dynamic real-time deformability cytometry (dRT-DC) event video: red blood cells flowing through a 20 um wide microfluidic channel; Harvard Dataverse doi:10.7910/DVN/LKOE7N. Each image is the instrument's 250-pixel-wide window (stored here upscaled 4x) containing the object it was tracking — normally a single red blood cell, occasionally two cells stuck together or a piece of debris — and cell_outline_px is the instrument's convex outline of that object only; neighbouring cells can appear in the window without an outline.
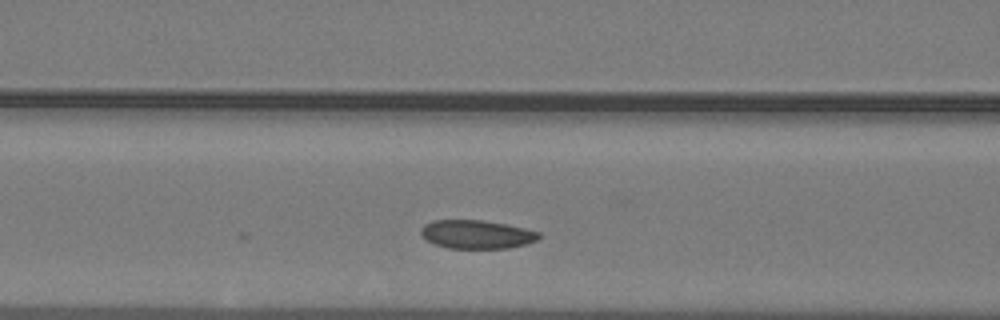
{"species": "common noctule bat (a hibernating species)", "species_latin": "Nyctalus noctula", "temperature_condition": "warm", "stored_images_in_passage": 21, "camera_frame_rate_fps": 3000, "um_per_image_px": 0.085, "animal": {"sex": "male", "body_mass_g": 19.2, "forearm_length_mm": 51.8}, "frame": {"image": 1, "passage_image": 9, "time_ms": 2.667, "image_size_px": [1000, 320], "cell_outline_px": [[540, 240], [528, 244], [508, 248], [448, 248], [436, 244], [428, 240], [420, 232], [420, 228], [424, 224], [432, 220], [480, 220], [504, 224], [540, 232]], "centroid_in_image_um": [40.54, 19.92], "position_along_channel_um": 126.1, "area_um2": 19.54}}
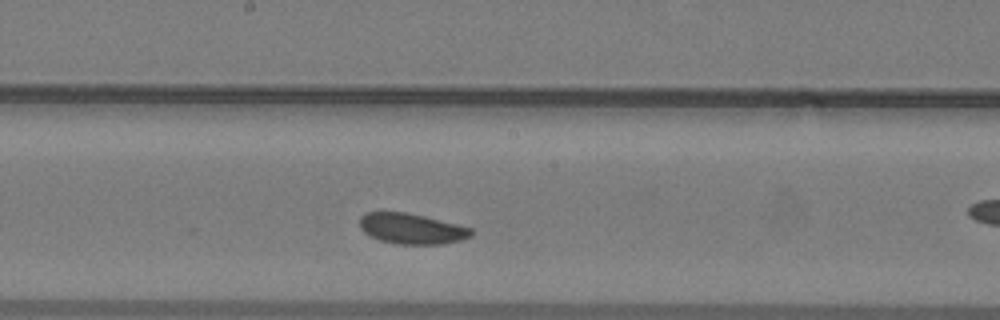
{"frame": {"image": 2, "passage_image": 15, "time_ms": 4.667, "image_size_px": [1000, 320], "cell_outline_px": [[472, 236], [460, 240], [444, 244], [396, 244], [380, 240], [368, 236], [360, 228], [360, 216], [364, 212], [408, 212], [472, 228]], "centroid_in_image_um": [34.96, 19.44], "position_along_channel_um": 213.2, "area_um2": 19.94}}
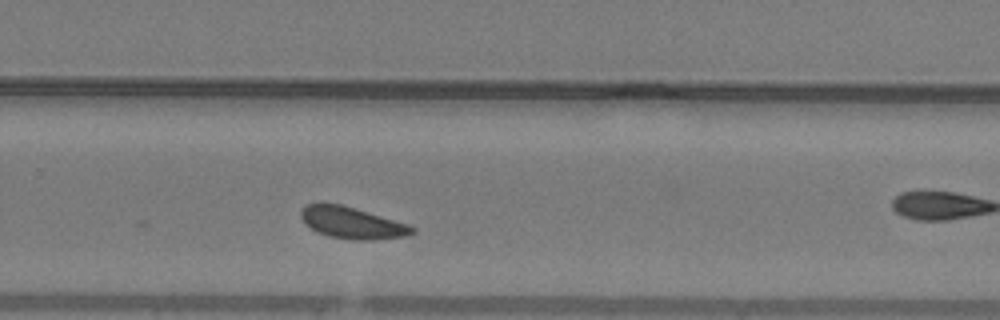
{"frame": {"image": 3, "passage_image": 21, "time_ms": 6.667, "image_size_px": [1000, 320], "cell_outline_px": [[416, 232], [408, 236], [368, 240], [352, 240], [328, 236], [316, 232], [304, 224], [300, 216], [300, 208], [304, 204], [320, 200], [340, 204], [408, 224], [416, 228]], "centroid_in_image_um": [29.83, 18.91], "position_along_channel_um": 300.0, "area_um2": 21.04}}